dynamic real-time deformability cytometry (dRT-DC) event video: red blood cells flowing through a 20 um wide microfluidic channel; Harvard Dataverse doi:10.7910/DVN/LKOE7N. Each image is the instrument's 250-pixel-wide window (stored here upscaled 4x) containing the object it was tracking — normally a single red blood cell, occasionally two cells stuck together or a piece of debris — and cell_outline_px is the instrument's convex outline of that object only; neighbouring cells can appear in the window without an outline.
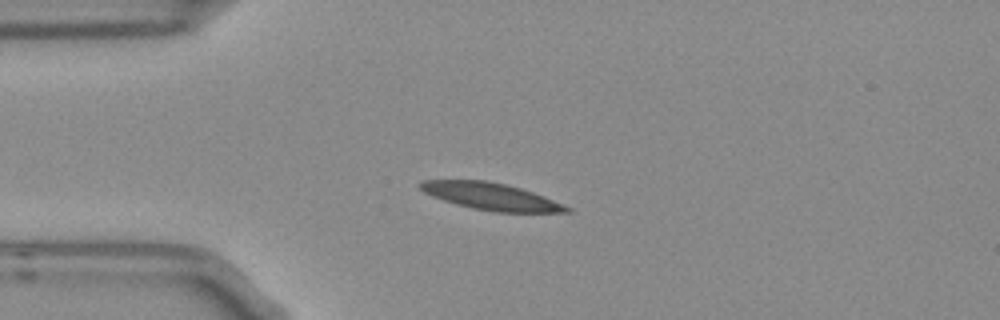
{"species": "Egyptian fruit bat (a non-hibernating species)", "species_latin": "Rousettus aegyptiacus", "temperature_condition": "room temperature", "stored_images_in_passage": 5, "camera_frame_rate_fps": 3000, "um_per_image_px": 0.085, "frame": {"image": 1, "passage_image": 1, "time_ms": 0.0, "image_size_px": [1000, 320], "cell_outline_px": [[572, 212], [496, 212], [472, 208], [456, 204], [432, 196], [424, 192], [416, 184], [420, 180], [488, 180], [520, 188], [544, 196], [564, 204], [572, 208]], "centroid_in_image_um": [41.72, 16.69], "position_along_channel_um": 43.3, "area_um2": 23.06}}
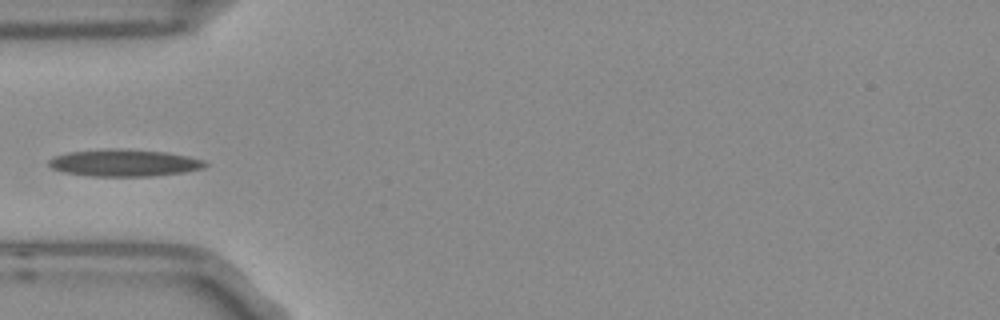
{"frame": {"image": 2, "passage_image": 2, "time_ms": 0.333, "image_size_px": [1000, 320], "cell_outline_px": [[208, 164], [204, 168], [184, 172], [152, 176], [92, 176], [64, 172], [52, 168], [48, 164], [48, 160], [56, 156], [68, 152], [168, 152], [188, 156], [204, 160]], "centroid_in_image_um": [10.63, 13.91], "position_along_channel_um": 74.4, "area_um2": 23.12}}
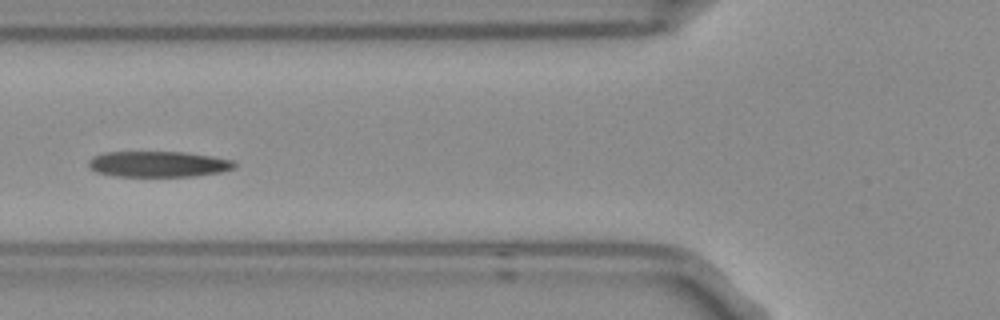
{"frame": {"image": 3, "passage_image": 3, "time_ms": 0.667, "image_size_px": [1000, 320], "cell_outline_px": [[236, 168], [220, 172], [192, 176], [116, 176], [96, 172], [88, 168], [88, 160], [92, 156], [104, 152], [184, 152], [212, 156], [236, 160]], "centroid_in_image_um": [13.45, 13.94], "position_along_channel_um": 112.3, "area_um2": 22.14}}